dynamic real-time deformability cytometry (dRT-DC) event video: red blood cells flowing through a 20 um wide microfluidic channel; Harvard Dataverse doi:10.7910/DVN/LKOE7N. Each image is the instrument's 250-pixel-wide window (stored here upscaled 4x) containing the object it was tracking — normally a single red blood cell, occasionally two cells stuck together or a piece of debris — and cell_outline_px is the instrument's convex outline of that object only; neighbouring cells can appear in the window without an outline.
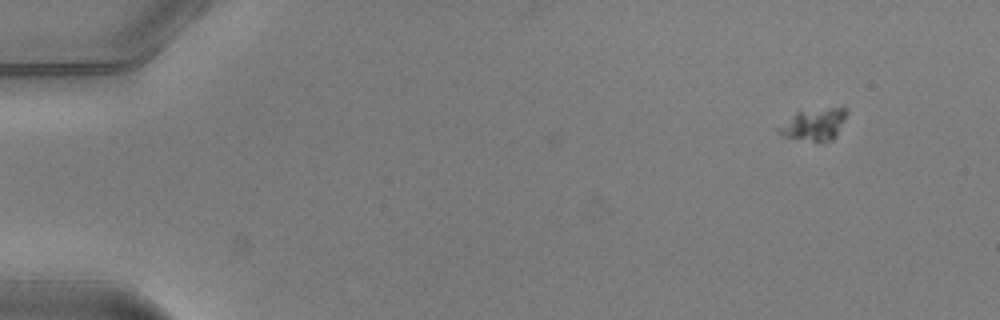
{"species": "common noctule bat (a hibernating species)", "species_latin": "Nyctalus noctula", "temperature_condition": "warm", "stored_images_in_passage": 48, "camera_frame_rate_fps": 3000, "um_per_image_px": 0.085, "animal": {"sex": "male", "body_mass_g": 20.5, "forearm_length_mm": 52.5}, "frame": {"image": 1, "passage_image": 1, "time_ms": 0.0, "image_size_px": [1000, 320], "cell_outline_px": [[848, 112], [836, 136], [832, 140], [824, 144], [820, 144], [784, 136], [776, 132], [776, 128], [796, 112], [828, 108], [844, 108]], "centroid_in_image_um": [69.18, 10.63], "position_along_channel_um": 15.8, "area_um2": 12.83}}
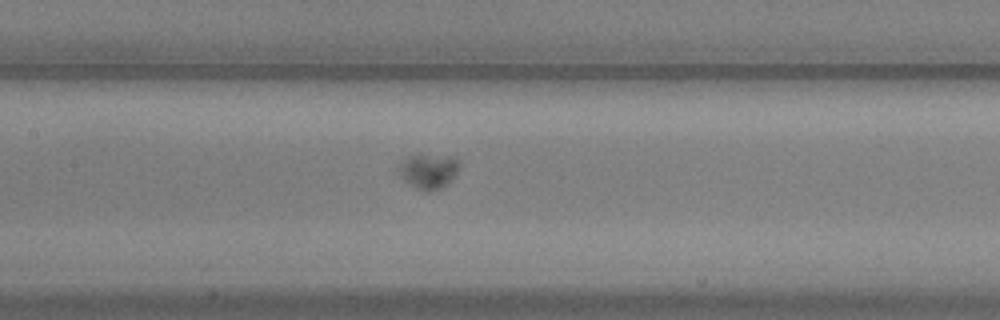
{"frame": {"image": 2, "passage_image": 22, "time_ms": 7.0, "image_size_px": [1000, 320], "cell_outline_px": [[460, 164], [456, 172], [448, 184], [440, 188], [428, 192], [416, 188], [404, 180], [396, 172], [396, 168], [408, 156], [420, 152], [452, 156], [460, 160]], "centroid_in_image_um": [36.4, 14.49], "position_along_channel_um": 171.0, "area_um2": 12.83}}
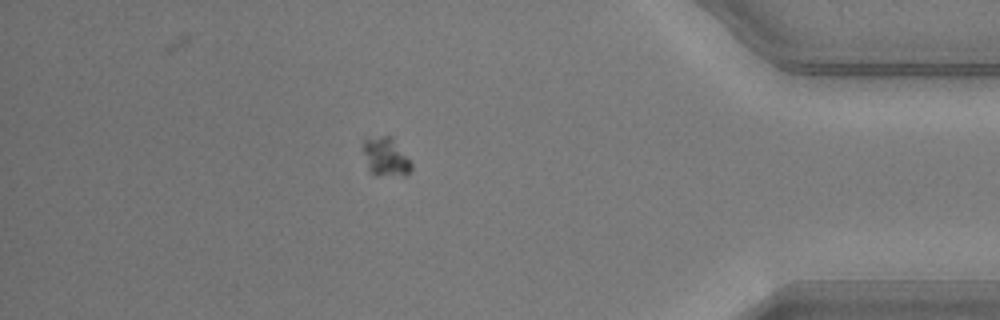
{"frame": {"image": 3, "passage_image": 42, "time_ms": 13.667, "image_size_px": [1000, 320], "cell_outline_px": [[412, 168], [404, 176], [376, 176], [368, 172], [364, 152], [364, 140], [380, 136], [388, 136], [392, 140], [412, 164]], "centroid_in_image_um": [32.76, 13.41], "position_along_channel_um": 402.4, "area_um2": 10.52}, "authors_computed_cell_mechanics": {"area_um2": 11.7334, "velocity_mm_per_s": 3.974, "shape_relaxation_time_tau1_ms": 1.1666, "shape_relaxation_time_tau2_ms": null, "deformation_change_tau1": 0.0706, "deformation_change_tau2": null}}